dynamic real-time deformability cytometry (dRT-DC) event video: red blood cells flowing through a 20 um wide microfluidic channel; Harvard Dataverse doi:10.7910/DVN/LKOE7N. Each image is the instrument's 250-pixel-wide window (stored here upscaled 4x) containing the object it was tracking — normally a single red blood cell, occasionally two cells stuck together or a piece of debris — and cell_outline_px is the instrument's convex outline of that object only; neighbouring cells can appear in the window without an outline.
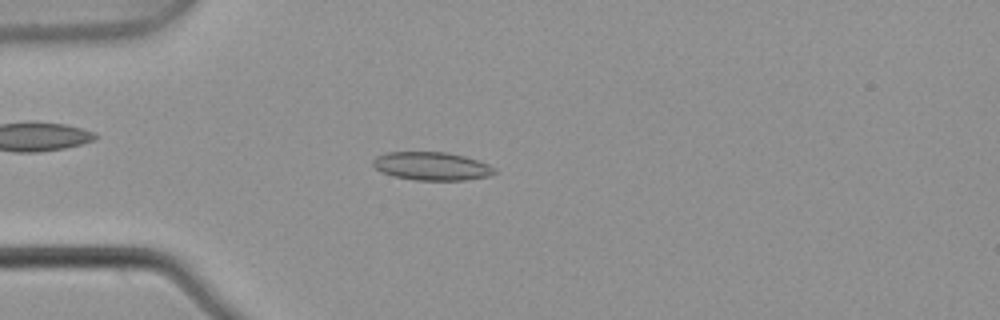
{"species": "common noctule bat (a hibernating species)", "species_latin": "Nyctalus noctula", "temperature_condition": "warm", "stored_images_in_passage": 4, "camera_frame_rate_fps": 3000, "um_per_image_px": 0.085, "animal": {"sex": "male", "body_mass_g": 21.5, "forearm_length_mm": 52.0}, "frame": {"image": 1, "passage_image": 4, "time_ms": 1.0, "image_size_px": [1000, 320], "cell_outline_px": [[496, 172], [488, 176], [464, 180], [416, 180], [392, 176], [380, 172], [372, 164], [372, 160], [376, 156], [384, 152], [448, 152], [464, 156], [488, 164], [496, 168]], "centroid_in_image_um": [36.66, 14.12], "position_along_channel_um": 48.3, "area_um2": 20.11}}